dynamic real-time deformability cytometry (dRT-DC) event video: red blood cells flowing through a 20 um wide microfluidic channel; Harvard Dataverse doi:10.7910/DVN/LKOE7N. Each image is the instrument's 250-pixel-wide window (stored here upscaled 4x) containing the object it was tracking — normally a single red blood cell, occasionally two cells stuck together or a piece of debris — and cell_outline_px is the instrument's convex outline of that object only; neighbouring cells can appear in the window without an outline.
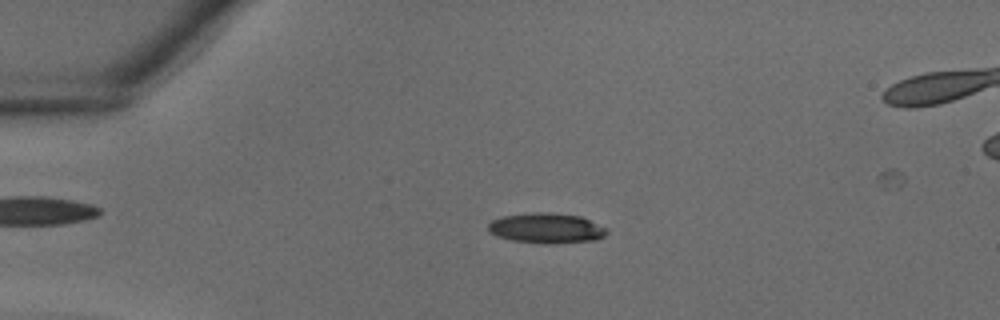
{"species": "common noctule bat (a hibernating species)", "species_latin": "Nyctalus noctula", "temperature_condition": "warm", "stored_images_in_passage": 37, "camera_frame_rate_fps": 3000, "um_per_image_px": 0.085, "animal": {"sex": "male", "body_mass_g": 18.8}, "frame": {"image": 1, "passage_image": 9, "time_ms": 2.667, "image_size_px": [1000, 320], "cell_outline_px": [[608, 232], [604, 236], [596, 240], [512, 240], [496, 236], [488, 232], [488, 224], [492, 220], [500, 216], [536, 212], [544, 212], [580, 216], [604, 228]], "centroid_in_image_um": [46.35, 19.33], "position_along_channel_um": 38.7, "area_um2": 19.48}}
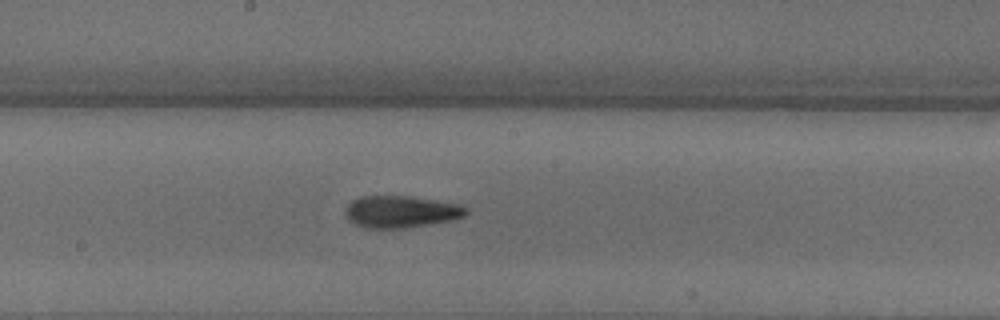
{"frame": {"image": 2, "passage_image": 21, "time_ms": 6.667, "image_size_px": [1000, 320], "cell_outline_px": [[468, 212], [464, 216], [452, 220], [404, 228], [364, 228], [348, 220], [344, 212], [344, 208], [352, 200], [360, 196], [408, 196], [460, 204], [468, 208]], "centroid_in_image_um": [34.05, 17.99], "position_along_channel_um": 214.1, "area_um2": 22.54}}
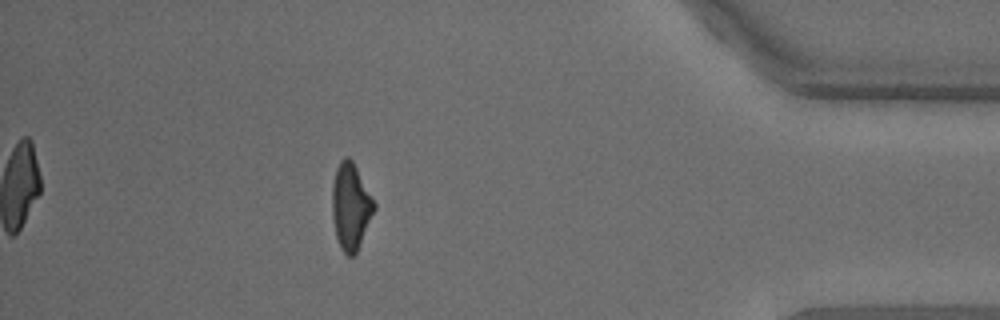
{"frame": {"image": 3, "passage_image": 34, "time_ms": 11.0, "image_size_px": [1000, 320], "cell_outline_px": [[376, 208], [360, 244], [356, 252], [352, 256], [348, 256], [340, 248], [336, 236], [332, 220], [332, 184], [336, 168], [340, 160], [344, 156], [348, 156], [352, 160], [376, 204]], "centroid_in_image_um": [29.79, 17.54], "position_along_channel_um": 405.4, "area_um2": 21.15}}